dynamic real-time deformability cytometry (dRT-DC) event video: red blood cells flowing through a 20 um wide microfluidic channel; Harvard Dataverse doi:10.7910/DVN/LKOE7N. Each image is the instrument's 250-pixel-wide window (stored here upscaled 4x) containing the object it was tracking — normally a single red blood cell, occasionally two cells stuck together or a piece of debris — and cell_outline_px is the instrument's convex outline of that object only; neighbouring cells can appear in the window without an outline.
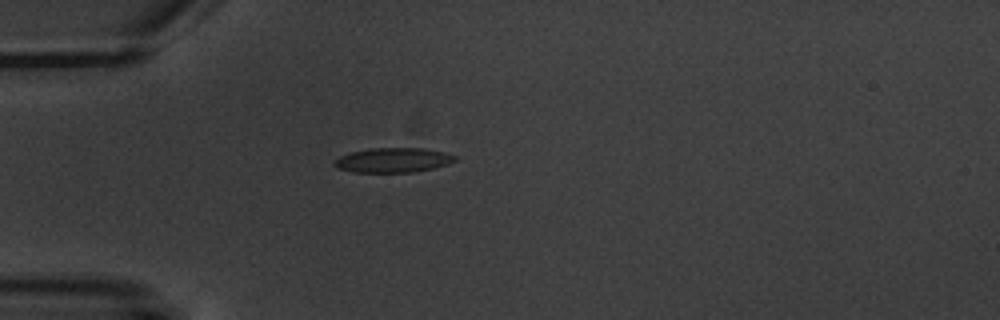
{"species": "common noctule bat (a hibernating species)", "species_latin": "Nyctalus noctula", "temperature_condition": "warm", "stored_images_in_passage": 2, "camera_frame_rate_fps": 3000, "um_per_image_px": 0.085, "animal": {"sex": "male", "body_mass_g": 20.1, "forearm_length_mm": 53.5}, "frame": {"image": 1, "passage_image": 1, "time_ms": 0.0, "image_size_px": [1000, 320], "cell_outline_px": [[456, 160], [448, 164], [432, 168], [412, 172], [352, 172], [336, 168], [332, 164], [340, 156], [352, 152], [372, 148], [424, 148], [444, 152], [456, 156]], "centroid_in_image_um": [33.4, 13.61], "position_along_channel_um": 51.6, "area_um2": 17.22}}